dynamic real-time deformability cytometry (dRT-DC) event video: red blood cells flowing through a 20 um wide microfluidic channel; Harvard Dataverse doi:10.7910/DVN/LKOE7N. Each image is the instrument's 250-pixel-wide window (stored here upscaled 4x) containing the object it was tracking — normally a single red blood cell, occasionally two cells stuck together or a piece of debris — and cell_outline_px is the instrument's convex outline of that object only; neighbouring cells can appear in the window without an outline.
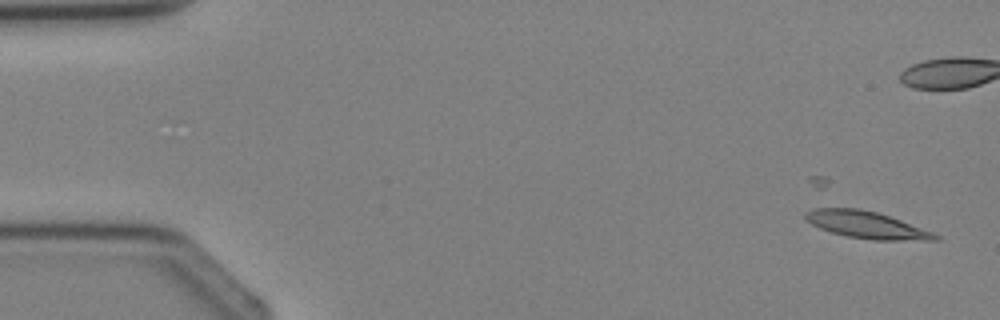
{"species": "Egyptian fruit bat (a non-hibernating species)", "species_latin": "Rousettus aegyptiacus", "temperature_condition": "cold", "stored_images_in_passage": 6, "camera_frame_rate_fps": 3000, "um_per_image_px": 0.085, "animal": {"sex": "female"}, "frame": {"image": 1, "passage_image": 2, "time_ms": 1.333, "image_size_px": [1000, 320], "cell_outline_px": [[940, 240], [872, 240], [848, 236], [832, 232], [820, 228], [804, 220], [804, 212], [824, 204], [860, 208], [876, 212], [900, 220], [932, 232], [940, 236]], "centroid_in_image_um": [73.52, 19.06], "position_along_channel_um": 11.5, "area_um2": 20.92}}
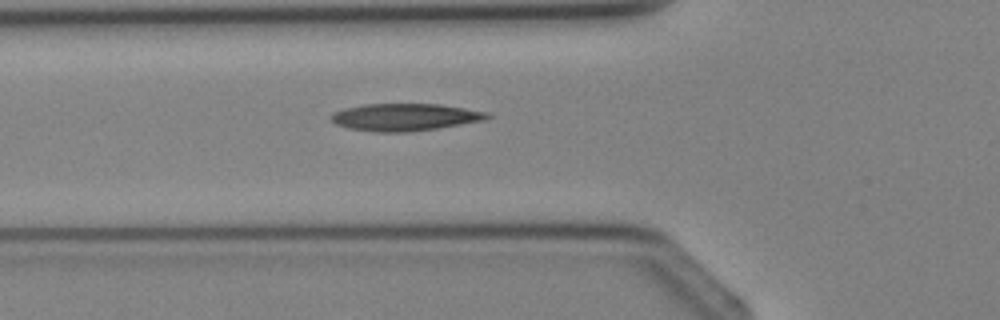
{"frame": {"image": 2, "passage_image": 6, "time_ms": 6.0, "image_size_px": [1000, 320], "cell_outline_px": [[492, 116], [484, 120], [436, 128], [408, 132], [372, 132], [348, 128], [336, 124], [332, 120], [332, 116], [336, 112], [344, 108], [364, 104], [440, 104], [488, 112]], "centroid_in_image_um": [34.42, 9.95], "position_along_channel_um": 91.4, "area_um2": 24.62}}